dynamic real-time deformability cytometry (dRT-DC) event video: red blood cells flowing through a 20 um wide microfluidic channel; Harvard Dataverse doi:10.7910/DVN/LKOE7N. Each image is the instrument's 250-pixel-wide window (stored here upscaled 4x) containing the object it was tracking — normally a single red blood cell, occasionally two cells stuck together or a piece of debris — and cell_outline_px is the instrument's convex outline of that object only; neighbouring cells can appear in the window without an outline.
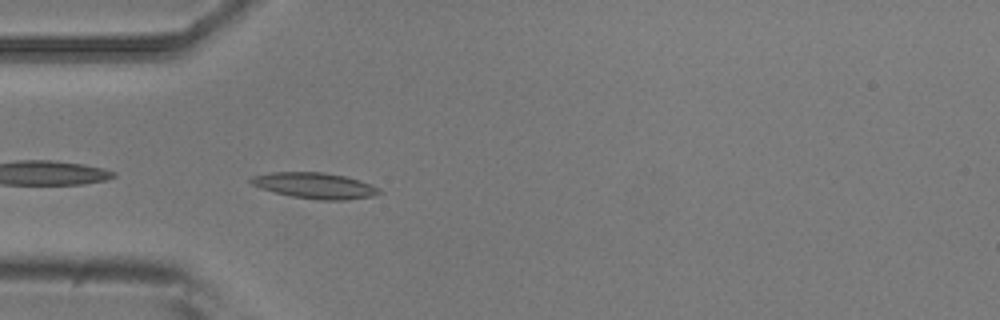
{"species": "common noctule bat (a hibernating species)", "species_latin": "Nyctalus noctula", "temperature_condition": "room temperature", "stored_images_in_passage": 41, "camera_frame_rate_fps": 3000, "um_per_image_px": 0.085, "animal": {"sex": "male", "body_mass_g": 20.5, "forearm_length_mm": 52.5}, "frame": {"image": 1, "passage_image": 3, "time_ms": 0.667, "image_size_px": [1000, 320], "cell_outline_px": [[384, 192], [372, 196], [348, 200], [316, 200], [292, 196], [260, 188], [252, 184], [248, 180], [252, 176], [272, 172], [324, 172], [344, 176], [372, 184], [380, 188]], "centroid_in_image_um": [26.8, 15.78], "position_along_channel_um": 58.2, "area_um2": 19.42}}
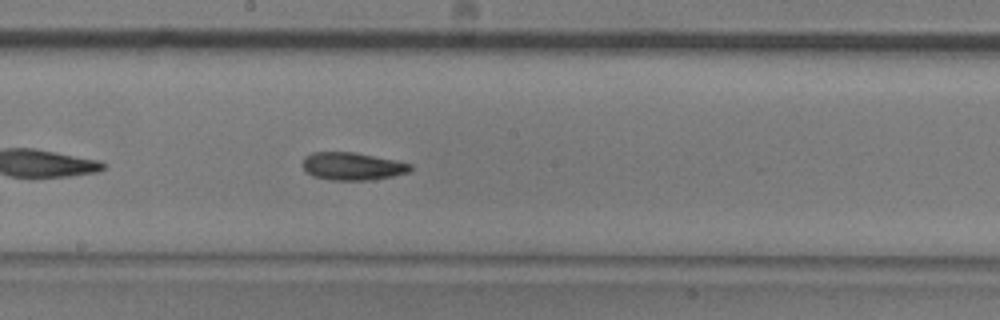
{"frame": {"image": 2, "passage_image": 16, "time_ms": 5.0, "image_size_px": [1000, 320], "cell_outline_px": [[412, 168], [408, 172], [392, 176], [372, 180], [332, 180], [312, 176], [300, 164], [304, 156], [312, 152], [352, 152], [396, 160], [412, 164]], "centroid_in_image_um": [29.92, 14.13], "position_along_channel_um": 218.3, "area_um2": 17.46}}
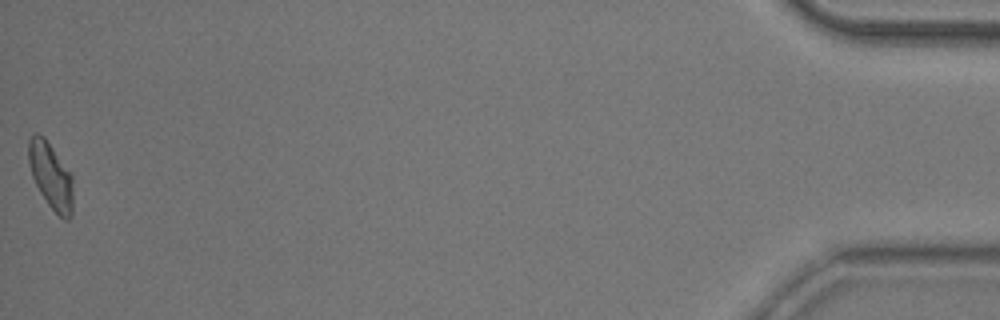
{"frame": {"image": 3, "passage_image": 41, "time_ms": 13.333, "image_size_px": [1000, 320], "cell_outline_px": [[72, 216], [68, 220], [64, 220], [48, 204], [40, 192], [32, 176], [28, 164], [28, 140], [36, 132], [44, 136], [72, 172]], "centroid_in_image_um": [4.33, 14.91], "position_along_channel_um": 430.9, "area_um2": 17.4}, "authors_computed_cell_mechanics": {"area_um2": 17.2822, "velocity_mm_per_s": 3.7379, "shape_relaxation_time_tau1_ms": 5.6543, "shape_relaxation_time_tau2_ms": 7.2926, "deformation_change_tau1": 0.1426, "deformation_change_tau2": 0.1503}}